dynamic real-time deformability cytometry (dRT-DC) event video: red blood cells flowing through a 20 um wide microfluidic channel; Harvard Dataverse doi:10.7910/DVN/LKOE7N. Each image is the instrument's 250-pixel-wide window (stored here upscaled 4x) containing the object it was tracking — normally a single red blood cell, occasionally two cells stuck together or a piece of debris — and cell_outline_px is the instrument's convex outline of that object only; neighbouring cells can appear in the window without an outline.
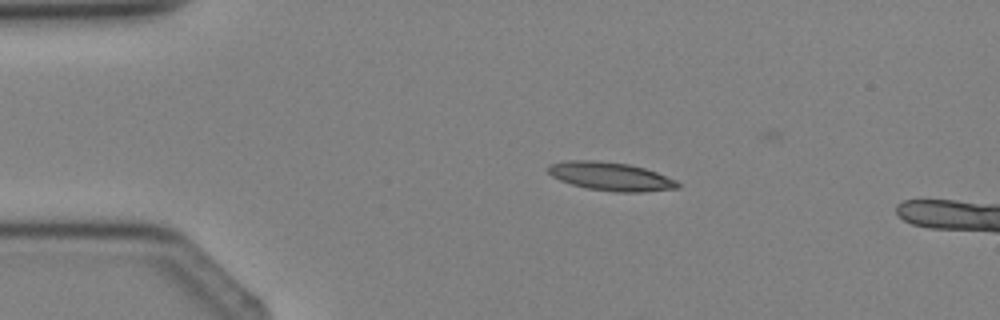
{"species": "Egyptian fruit bat (a non-hibernating species)", "species_latin": "Rousettus aegyptiacus", "temperature_condition": "cold", "stored_images_in_passage": 5, "camera_frame_rate_fps": 3000, "um_per_image_px": 0.085, "animal": {"sex": "female"}, "frame": {"image": 1, "passage_image": 3, "time_ms": 2.333, "image_size_px": [1000, 320], "cell_outline_px": [[680, 188], [644, 192], [616, 192], [588, 188], [572, 184], [560, 180], [552, 176], [548, 172], [548, 164], [568, 160], [596, 160], [628, 164], [644, 168], [656, 172], [676, 180], [680, 184]], "centroid_in_image_um": [51.91, 14.99], "position_along_channel_um": 33.1, "area_um2": 21.44}}
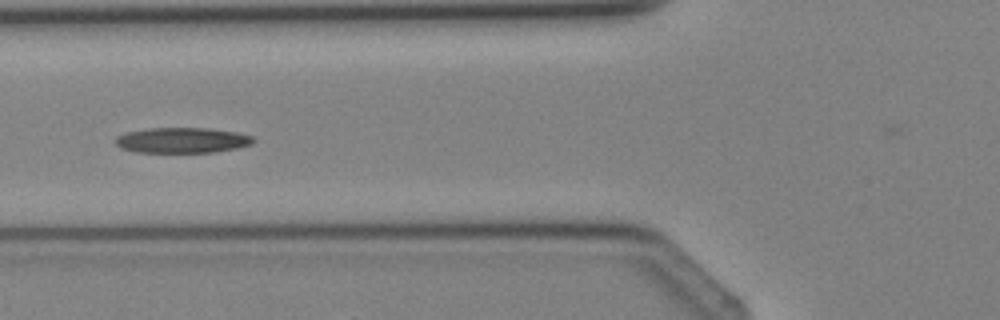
{"frame": {"image": 2, "passage_image": 5, "time_ms": 4.667, "image_size_px": [1000, 320], "cell_outline_px": [[256, 140], [252, 144], [236, 148], [212, 152], [136, 152], [120, 148], [112, 140], [116, 136], [124, 132], [148, 128], [208, 128], [236, 132], [252, 136]], "centroid_in_image_um": [15.43, 11.91], "position_along_channel_um": 110.4, "area_um2": 20.58}}